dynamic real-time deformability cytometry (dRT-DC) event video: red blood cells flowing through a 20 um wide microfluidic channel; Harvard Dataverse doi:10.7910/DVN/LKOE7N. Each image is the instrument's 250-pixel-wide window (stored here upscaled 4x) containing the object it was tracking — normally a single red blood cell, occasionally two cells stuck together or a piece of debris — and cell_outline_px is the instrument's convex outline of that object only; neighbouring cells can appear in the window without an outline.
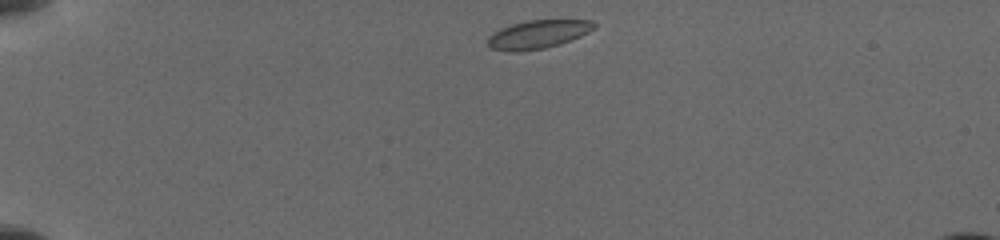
{"species": "common noctule bat (a hibernating species)", "species_latin": "Nyctalus noctula", "temperature_condition": "cold", "stored_images_in_passage": 60, "camera_frame_rate_fps": 3000, "um_per_image_px": 0.085, "animal": {"sex": "female", "body_mass_g": 19.5, "forearm_length_mm": 54.1}, "frame": {"image": 1, "passage_image": 1, "time_ms": 0.0, "image_size_px": [1000, 240], "cell_outline_px": [[596, 28], [572, 40], [560, 44], [544, 48], [512, 52], [492, 48], [488, 44], [488, 36], [500, 28], [512, 24], [528, 20], [592, 20], [596, 24]], "centroid_in_image_um": [45.75, 2.91], "position_along_channel_um": 39.3, "area_um2": 17.51}}
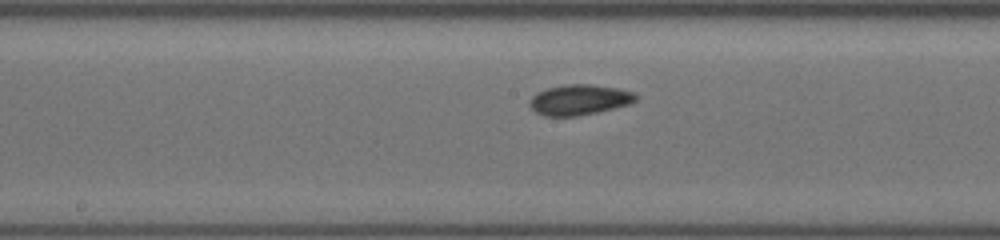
{"frame": {"image": 2, "passage_image": 25, "time_ms": 5.667, "image_size_px": [1000, 240], "cell_outline_px": [[636, 100], [628, 104], [596, 112], [576, 116], [544, 116], [536, 112], [528, 104], [532, 96], [548, 88], [568, 84], [588, 84], [616, 88], [632, 92], [636, 96]], "centroid_in_image_um": [49.2, 8.48], "position_along_channel_um": 199.0, "area_um2": 18.38}}
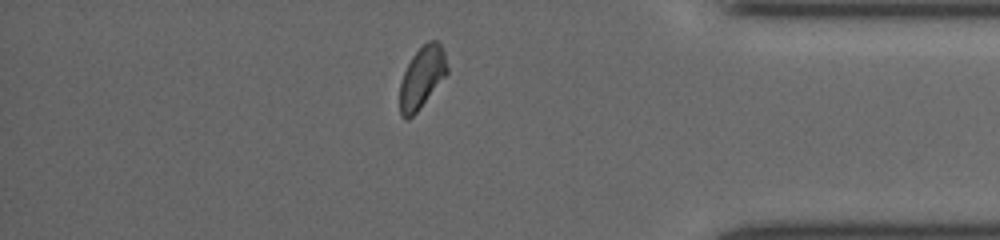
{"frame": {"image": 3, "passage_image": 49, "time_ms": 11.333, "image_size_px": [1000, 240], "cell_outline_px": [[448, 72], [416, 112], [408, 120], [404, 120], [400, 116], [400, 84], [404, 72], [412, 56], [428, 40], [436, 40], [440, 44], [444, 52], [448, 68]], "centroid_in_image_um": [35.85, 6.58], "position_along_channel_um": 399.4, "area_um2": 16.7}}